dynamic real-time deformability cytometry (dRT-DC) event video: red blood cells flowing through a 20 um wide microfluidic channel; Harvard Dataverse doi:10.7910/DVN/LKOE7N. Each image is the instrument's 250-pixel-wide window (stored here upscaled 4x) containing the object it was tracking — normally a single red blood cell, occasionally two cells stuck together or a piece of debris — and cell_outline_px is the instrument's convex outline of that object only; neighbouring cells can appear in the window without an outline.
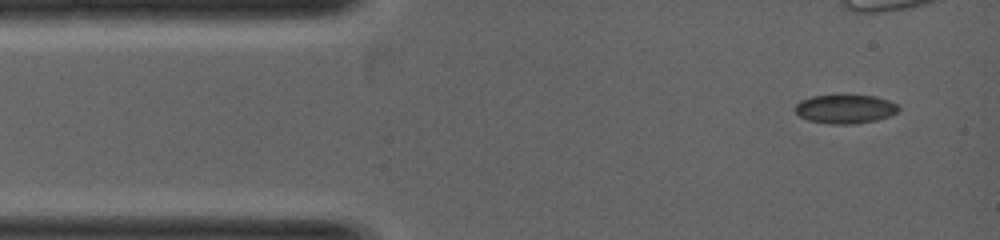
{"species": "common noctule bat (a hibernating species)", "species_latin": "Nyctalus noctula", "temperature_condition": "warm", "stored_images_in_passage": 3, "camera_frame_rate_fps": 5000, "um_per_image_px": 0.085, "animal": {"sex": "female", "body_mass_g": 19.0, "forearm_length_mm": 53.3}, "frame": {"image": 1, "passage_image": 1, "time_ms": 0.0, "image_size_px": [1000, 240], "cell_outline_px": [[900, 108], [896, 112], [888, 116], [876, 120], [852, 124], [828, 124], [808, 120], [800, 116], [796, 112], [796, 104], [800, 100], [812, 96], [876, 96], [888, 100], [896, 104]], "centroid_in_image_um": [71.83, 9.27], "position_along_channel_um": 13.2, "area_um2": 17.11}}